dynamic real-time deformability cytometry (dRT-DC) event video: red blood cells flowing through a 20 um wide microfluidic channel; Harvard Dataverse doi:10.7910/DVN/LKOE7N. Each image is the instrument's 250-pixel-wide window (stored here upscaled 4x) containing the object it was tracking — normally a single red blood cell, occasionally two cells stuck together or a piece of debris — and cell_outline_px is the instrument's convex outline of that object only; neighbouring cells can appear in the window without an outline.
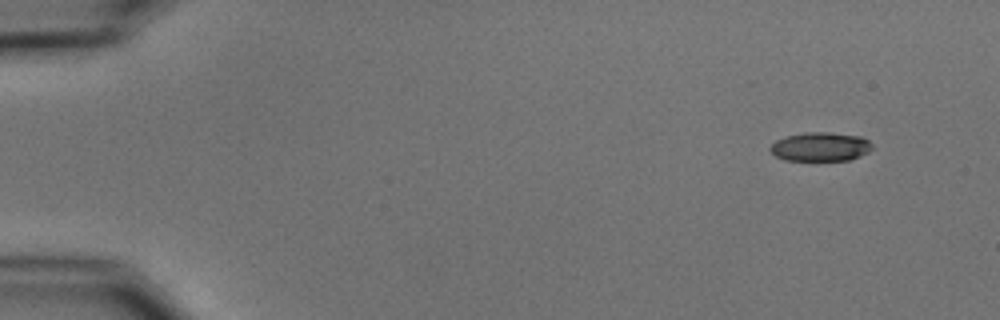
{"species": "common noctule bat (a hibernating species)", "species_latin": "Nyctalus noctula", "temperature_condition": "cold", "stored_images_in_passage": 5, "camera_frame_rate_fps": 3000, "um_per_image_px": 0.085, "animal": {"sex": "male", "body_mass_g": 15.6}, "frame": {"image": 1, "passage_image": 1, "time_ms": 0.0, "image_size_px": [1000, 320], "cell_outline_px": [[872, 148], [868, 152], [860, 156], [848, 160], [784, 160], [776, 156], [768, 148], [776, 140], [784, 136], [804, 132], [828, 132], [860, 136], [868, 140], [872, 144]], "centroid_in_image_um": [69.72, 12.46], "position_along_channel_um": 15.3, "area_um2": 17.22}}
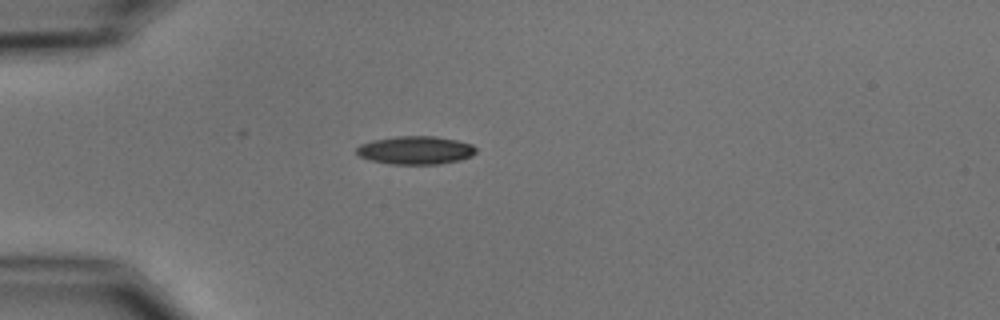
{"frame": {"image": 2, "passage_image": 4, "time_ms": 3.667, "image_size_px": [1000, 320], "cell_outline_px": [[476, 152], [472, 156], [460, 160], [440, 164], [388, 164], [356, 156], [356, 148], [360, 144], [372, 140], [396, 136], [436, 136], [456, 140], [472, 144], [476, 148]], "centroid_in_image_um": [35.3, 12.77], "position_along_channel_um": 49.7, "area_um2": 19.83}}